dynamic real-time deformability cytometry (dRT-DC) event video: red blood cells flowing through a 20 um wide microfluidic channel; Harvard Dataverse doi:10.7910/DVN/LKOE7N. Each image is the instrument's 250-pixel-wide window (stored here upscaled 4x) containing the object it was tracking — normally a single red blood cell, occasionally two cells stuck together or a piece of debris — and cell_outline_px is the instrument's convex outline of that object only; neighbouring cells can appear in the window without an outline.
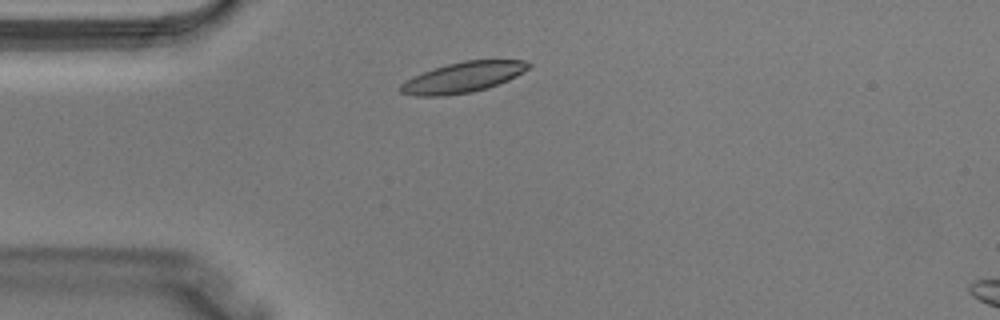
{"species": "Egyptian fruit bat (a non-hibernating species)", "species_latin": "Rousettus aegyptiacus", "temperature_condition": "warm", "stored_images_in_passage": 2, "camera_frame_rate_fps": 3000, "um_per_image_px": 0.085, "animal": {"sex": "male"}, "frame": {"image": 1, "passage_image": 1, "time_ms": 0.0, "image_size_px": [1000, 320], "cell_outline_px": [[532, 64], [528, 68], [516, 76], [508, 80], [472, 92], [444, 96], [416, 96], [400, 92], [400, 84], [424, 72], [448, 64], [464, 60], [524, 60]], "centroid_in_image_um": [39.36, 6.57], "position_along_channel_um": 45.6, "area_um2": 22.25}}